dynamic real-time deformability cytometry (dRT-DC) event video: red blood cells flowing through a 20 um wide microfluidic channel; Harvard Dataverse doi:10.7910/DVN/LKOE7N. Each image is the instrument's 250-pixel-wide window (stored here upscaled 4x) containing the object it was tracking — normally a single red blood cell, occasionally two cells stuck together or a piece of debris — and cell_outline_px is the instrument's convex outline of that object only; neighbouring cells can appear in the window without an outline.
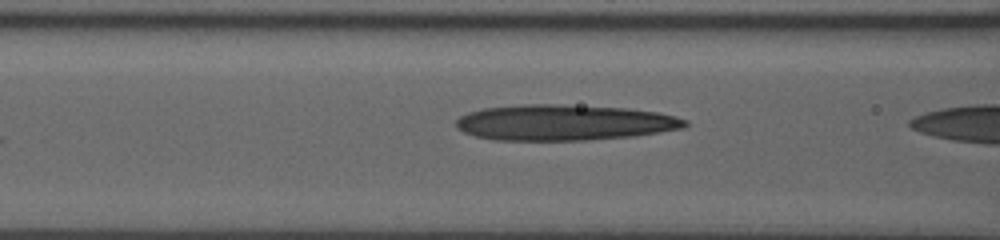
{"species": "human", "species_latin": "Homo sapiens", "temperature_condition": "room temperature", "stored_images_in_passage": 10, "camera_frame_rate_fps": 3000, "um_per_image_px": 0.085, "donor": {"sex": "male"}, "frame": {"image": 1, "passage_image": 9, "time_ms": 2.667, "image_size_px": [1000, 240], "cell_outline_px": [[688, 124], [684, 128], [636, 136], [584, 140], [496, 140], [476, 136], [464, 132], [456, 128], [456, 120], [460, 116], [468, 112], [484, 108], [524, 104], [552, 104], [628, 108], [656, 112], [676, 116], [688, 120]], "centroid_in_image_um": [47.97, 10.42], "position_along_channel_um": 118.6, "area_um2": 47.8}}